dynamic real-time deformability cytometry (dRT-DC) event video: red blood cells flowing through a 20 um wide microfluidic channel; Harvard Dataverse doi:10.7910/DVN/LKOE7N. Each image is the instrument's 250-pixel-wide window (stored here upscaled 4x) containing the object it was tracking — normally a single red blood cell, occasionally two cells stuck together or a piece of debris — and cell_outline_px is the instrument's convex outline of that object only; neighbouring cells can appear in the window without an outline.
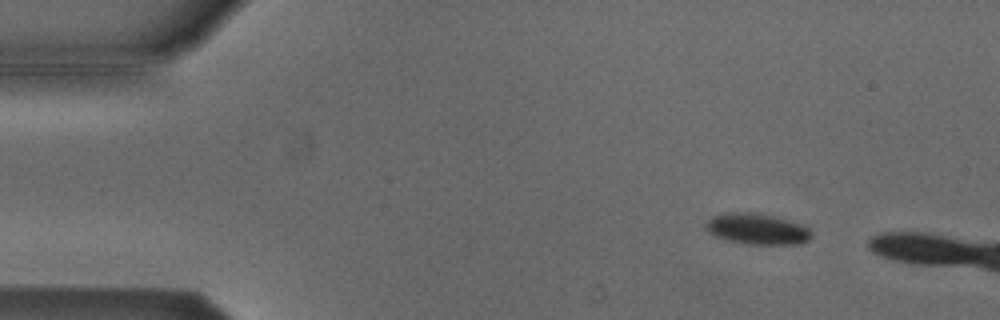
{"species": "Egyptian fruit bat (a non-hibernating species)", "species_latin": "Rousettus aegyptiacus", "temperature_condition": "cold", "stored_images_in_passage": 16, "camera_frame_rate_fps": 3000, "um_per_image_px": 0.085, "animal": {"sex": "male"}, "frame": {"image": 1, "passage_image": 7, "time_ms": 2.0, "image_size_px": [1000, 320], "cell_outline_px": [[812, 236], [808, 240], [800, 244], [748, 244], [728, 240], [716, 236], [708, 232], [704, 228], [704, 224], [712, 216], [724, 212], [756, 212], [804, 224], [812, 232]], "centroid_in_image_um": [64.35, 19.45], "position_along_channel_um": 20.7, "area_um2": 19.25}}